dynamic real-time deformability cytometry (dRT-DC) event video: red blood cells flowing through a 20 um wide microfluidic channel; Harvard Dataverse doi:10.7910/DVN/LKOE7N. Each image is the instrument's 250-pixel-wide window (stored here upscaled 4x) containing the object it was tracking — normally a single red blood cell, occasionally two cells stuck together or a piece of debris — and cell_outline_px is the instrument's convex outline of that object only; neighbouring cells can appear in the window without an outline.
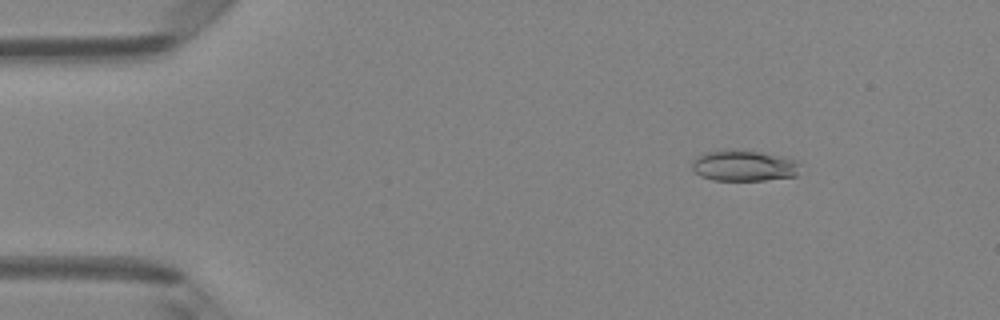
{"species": "Egyptian fruit bat (a non-hibernating species)", "species_latin": "Rousettus aegyptiacus", "temperature_condition": "room temperature", "stored_images_in_passage": 50, "camera_frame_rate_fps": 3000, "um_per_image_px": 0.085, "animal": {"sex": "female"}, "frame": {"image": 1, "passage_image": 7, "time_ms": 2.0, "image_size_px": [1000, 320], "cell_outline_px": [[800, 164], [796, 176], [764, 180], [712, 180], [700, 176], [692, 168], [692, 160], [696, 156], [704, 152], [760, 152], [780, 156], [796, 160]], "centroid_in_image_um": [63.23, 14.12], "position_along_channel_um": 21.8, "area_um2": 18.9}}
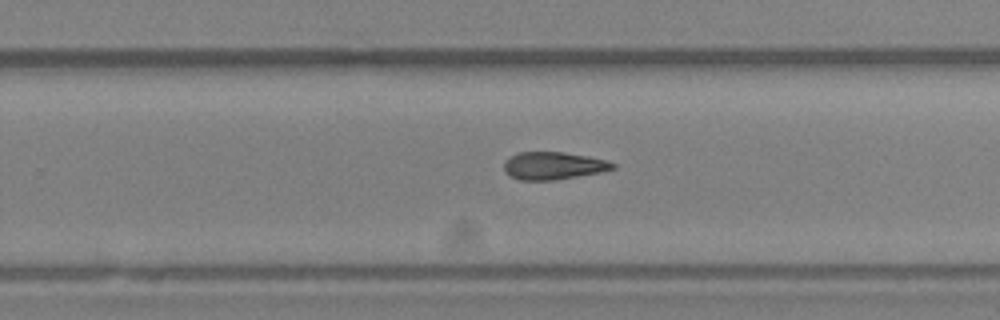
{"frame": {"image": 2, "passage_image": 32, "time_ms": 10.333, "image_size_px": [1000, 320], "cell_outline_px": [[616, 168], [600, 172], [552, 180], [520, 180], [508, 176], [504, 168], [504, 164], [512, 156], [520, 152], [564, 152], [588, 156], [604, 160], [616, 164]], "centroid_in_image_um": [47.03, 14.09], "position_along_channel_um": 282.8, "area_um2": 17.22}}
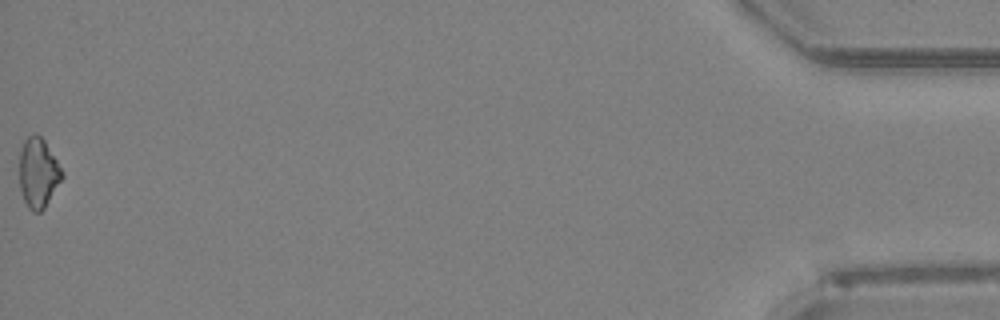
{"frame": {"image": 3, "passage_image": 50, "time_ms": 16.333, "image_size_px": [1000, 320], "cell_outline_px": [[64, 176], [44, 208], [40, 212], [32, 212], [28, 208], [24, 200], [20, 188], [20, 152], [24, 140], [32, 132], [36, 132], [44, 140], [64, 172]], "centroid_in_image_um": [3.25, 14.68], "position_along_channel_um": 431.9, "area_um2": 17.34}}